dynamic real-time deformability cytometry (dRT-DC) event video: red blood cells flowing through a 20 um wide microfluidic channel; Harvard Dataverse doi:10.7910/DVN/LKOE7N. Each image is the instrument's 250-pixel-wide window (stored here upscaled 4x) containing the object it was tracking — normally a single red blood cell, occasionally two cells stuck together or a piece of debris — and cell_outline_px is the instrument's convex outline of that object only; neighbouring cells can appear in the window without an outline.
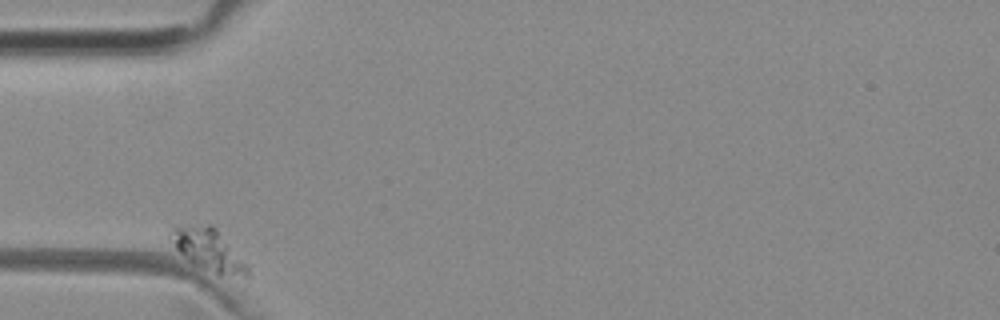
{"species": "common noctule bat (a hibernating species)", "species_latin": "Nyctalus noctula", "temperature_condition": "room temperature", "stored_images_in_passage": 33, "camera_frame_rate_fps": 3000, "um_per_image_px": 0.085, "animal": {"sex": "female", "body_mass_g": 29.2, "forearm_length_mm": 56.3}, "frame": {"image": 1, "passage_image": 1, "time_ms": 0.0, "image_size_px": [1000, 320], "cell_outline_px": [[252, 276], [216, 276], [192, 264], [168, 240], [168, 232], [172, 228], [208, 224], [212, 224], [216, 228], [248, 268]], "centroid_in_image_um": [17.67, 21.28], "position_along_channel_um": 67.3, "area_um2": 18.67}}
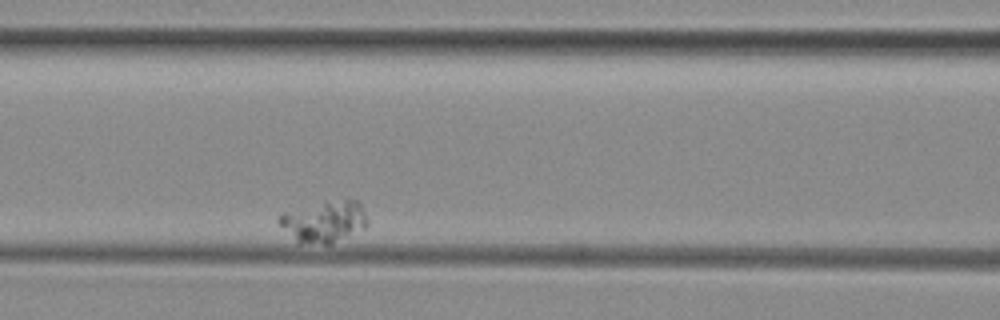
{"frame": {"image": 2, "passage_image": 10, "time_ms": 3.0, "image_size_px": [1000, 320], "cell_outline_px": [[368, 224], [364, 228], [332, 244], [300, 244], [276, 220], [284, 212], [344, 200], [356, 200], [360, 204], [368, 216]], "centroid_in_image_um": [27.61, 18.88], "position_along_channel_um": 139.0, "area_um2": 20.63}}
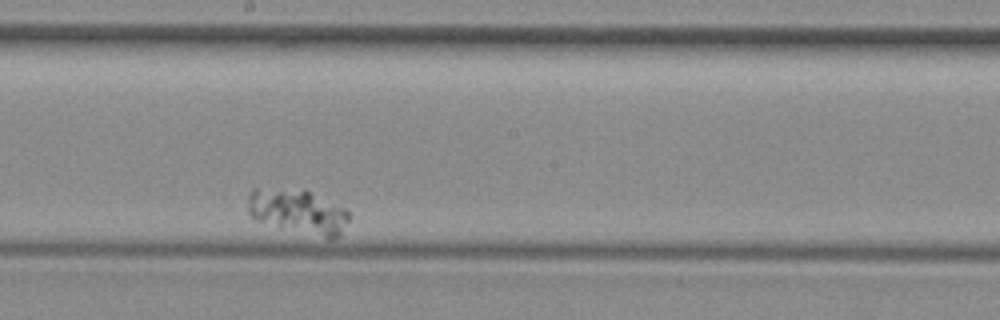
{"frame": {"image": 3, "passage_image": 19, "time_ms": 6.0, "image_size_px": [1000, 320], "cell_outline_px": [[352, 216], [340, 236], [332, 240], [328, 240], [280, 228], [256, 220], [248, 212], [248, 196], [252, 188], [256, 188], [308, 192], [348, 208]], "centroid_in_image_um": [25.41, 18.06], "position_along_channel_um": 222.8, "area_um2": 26.47}}